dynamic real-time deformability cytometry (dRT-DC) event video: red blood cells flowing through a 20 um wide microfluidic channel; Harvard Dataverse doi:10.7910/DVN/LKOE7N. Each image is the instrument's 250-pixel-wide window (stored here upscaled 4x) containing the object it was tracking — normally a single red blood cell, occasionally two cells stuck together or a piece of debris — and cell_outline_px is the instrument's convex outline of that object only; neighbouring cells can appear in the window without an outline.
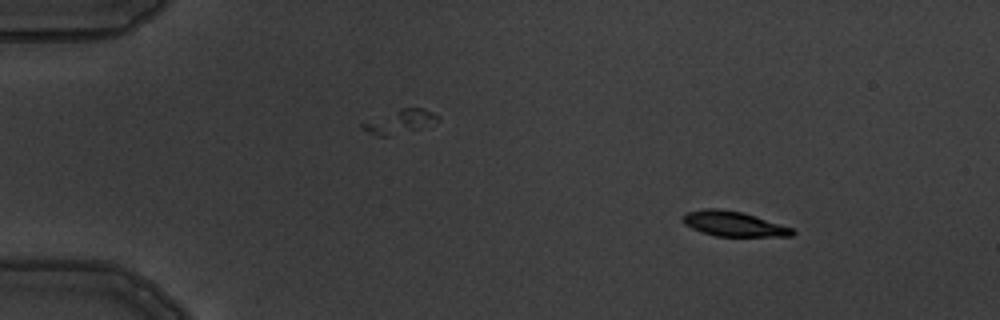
{"species": "common noctule bat (a hibernating species)", "species_latin": "Nyctalus noctula", "temperature_condition": "warm", "stored_images_in_passage": 7, "camera_frame_rate_fps": 3000, "um_per_image_px": 0.085, "animal": {"sex": "male", "body_mass_g": 19.5, "forearm_length_mm": 54.6}, "frame": {"image": 1, "passage_image": 2, "time_ms": 1.0, "image_size_px": [1000, 320], "cell_outline_px": [[796, 232], [792, 236], [716, 236], [700, 232], [684, 224], [684, 212], [704, 208], [716, 208], [740, 212], [792, 228]], "centroid_in_image_um": [62.3, 19.03], "position_along_channel_um": 22.7, "area_um2": 15.66}}